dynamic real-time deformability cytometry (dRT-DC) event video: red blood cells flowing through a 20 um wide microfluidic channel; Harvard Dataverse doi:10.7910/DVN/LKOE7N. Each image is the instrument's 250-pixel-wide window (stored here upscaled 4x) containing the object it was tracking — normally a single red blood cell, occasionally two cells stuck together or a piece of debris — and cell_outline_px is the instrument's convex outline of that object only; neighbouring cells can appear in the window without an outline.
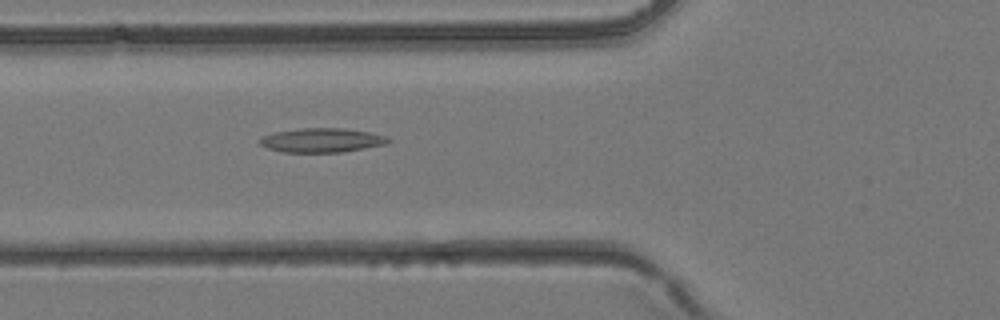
{"species": "common noctule bat (a hibernating species)", "species_latin": "Nyctalus noctula", "temperature_condition": "room temperature", "stored_images_in_passage": 41, "camera_frame_rate_fps": 3000, "um_per_image_px": 0.085, "animal": {"sex": "female", "body_mass_g": 24.6, "forearm_length_mm": 56.2}, "frame": {"image": 1, "passage_image": 14, "time_ms": 4.333, "image_size_px": [1000, 320], "cell_outline_px": [[392, 140], [384, 144], [364, 148], [340, 152], [284, 152], [268, 148], [260, 144], [260, 140], [264, 136], [276, 132], [300, 128], [344, 128], [368, 132], [384, 136]], "centroid_in_image_um": [27.35, 11.92], "position_along_channel_um": 98.5, "area_um2": 17.74}}
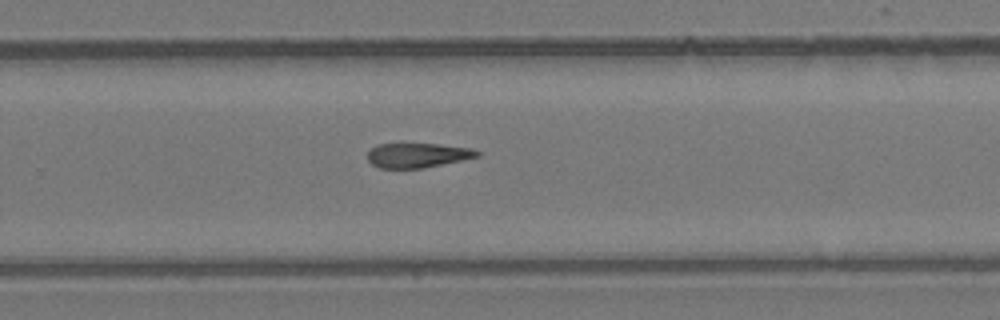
{"frame": {"image": 2, "passage_image": 26, "time_ms": 8.333, "image_size_px": [1000, 320], "cell_outline_px": [[480, 156], [424, 168], [380, 168], [372, 164], [368, 160], [368, 152], [372, 148], [380, 144], [440, 144], [472, 148], [480, 152]], "centroid_in_image_um": [35.52, 13.2], "position_along_channel_um": 294.3, "area_um2": 15.61}}
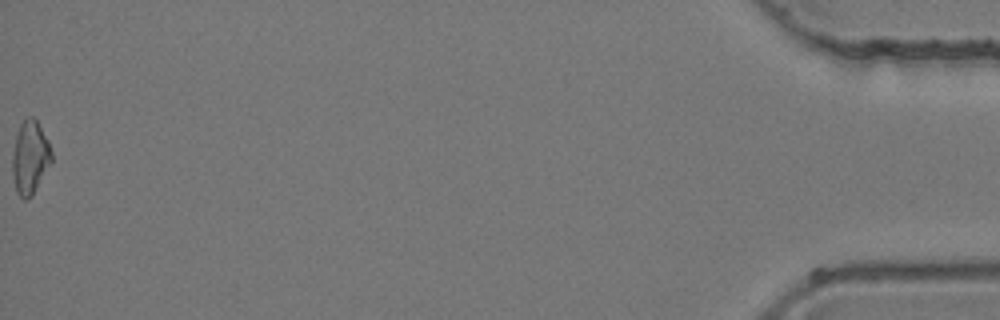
{"frame": {"image": 3, "passage_image": 41, "time_ms": 13.333, "image_size_px": [1000, 320], "cell_outline_px": [[52, 160], [32, 196], [24, 200], [16, 192], [12, 176], [12, 156], [16, 136], [20, 124], [28, 116], [32, 116], [36, 120], [48, 140], [52, 152]], "centroid_in_image_um": [2.54, 13.39], "position_along_channel_um": 432.7, "area_um2": 16.65}}